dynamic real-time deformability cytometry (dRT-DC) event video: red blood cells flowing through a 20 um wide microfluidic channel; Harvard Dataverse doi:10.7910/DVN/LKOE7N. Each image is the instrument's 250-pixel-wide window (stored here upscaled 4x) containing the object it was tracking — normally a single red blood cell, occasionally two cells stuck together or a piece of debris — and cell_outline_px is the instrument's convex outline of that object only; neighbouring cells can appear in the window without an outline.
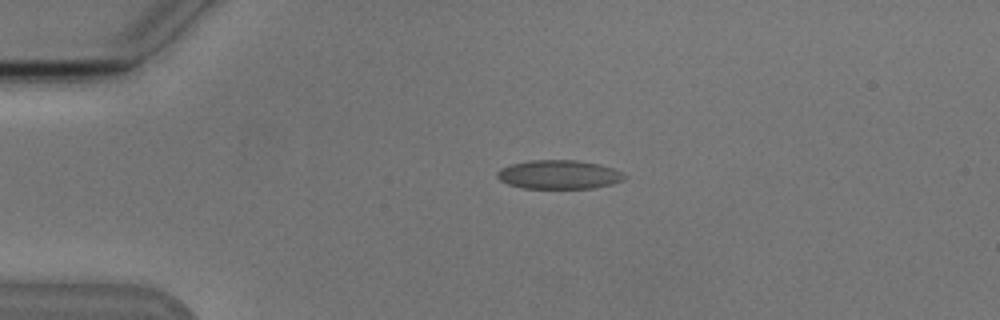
{"species": "Egyptian fruit bat (a non-hibernating species)", "species_latin": "Rousettus aegyptiacus", "temperature_condition": "cold", "stored_images_in_passage": 5, "segment_of_instrument_passage": [1, 2], "camera_frame_rate_fps": 3000, "um_per_image_px": 0.085, "animal": {"sex": "male"}, "frame": {"image": 1, "passage_image": 3, "time_ms": 2.333, "image_size_px": [1000, 320], "cell_outline_px": [[628, 176], [624, 180], [612, 184], [592, 188], [524, 188], [508, 184], [500, 180], [496, 176], [496, 172], [500, 168], [512, 164], [528, 160], [576, 160], [600, 164], [612, 168]], "centroid_in_image_um": [47.5, 14.83], "position_along_channel_um": 37.5, "area_um2": 21.44}}